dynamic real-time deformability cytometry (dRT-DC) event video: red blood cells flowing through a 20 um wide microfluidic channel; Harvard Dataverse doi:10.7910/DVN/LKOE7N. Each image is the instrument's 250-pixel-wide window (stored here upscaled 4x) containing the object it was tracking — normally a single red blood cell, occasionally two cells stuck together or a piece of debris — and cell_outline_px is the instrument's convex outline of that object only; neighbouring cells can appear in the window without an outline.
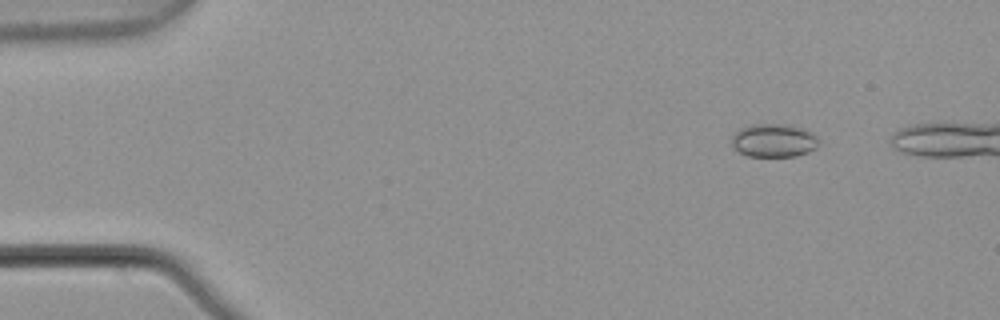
{"species": "common noctule bat (a hibernating species)", "species_latin": "Nyctalus noctula", "temperature_condition": "warm", "stored_images_in_passage": 6, "camera_frame_rate_fps": 3000, "um_per_image_px": 0.085, "animal": {"sex": "male", "body_mass_g": 21.5, "forearm_length_mm": 52.0}, "frame": {"image": 1, "passage_image": 1, "time_ms": 0.0, "image_size_px": [1000, 320], "cell_outline_px": [[816, 148], [808, 152], [796, 156], [748, 156], [740, 152], [732, 144], [732, 136], [740, 128], [752, 124], [788, 124], [804, 128], [812, 132], [816, 136]], "centroid_in_image_um": [65.77, 11.92], "position_along_channel_um": 19.2, "area_um2": 16.82}}
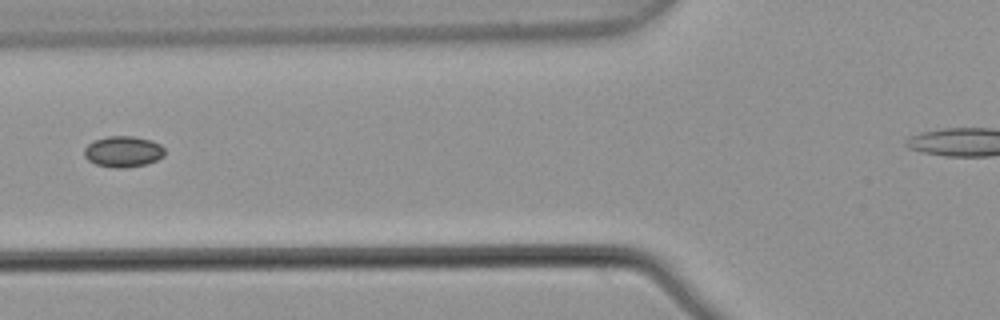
{"frame": {"image": 2, "passage_image": 5, "time_ms": 1.333, "image_size_px": [1000, 320], "cell_outline_px": [[164, 156], [148, 164], [124, 168], [112, 168], [96, 164], [88, 160], [84, 156], [84, 148], [88, 144], [96, 140], [108, 136], [132, 136], [152, 140], [160, 144], [164, 148]], "centroid_in_image_um": [10.48, 12.89], "position_along_channel_um": 115.3, "area_um2": 14.62}}
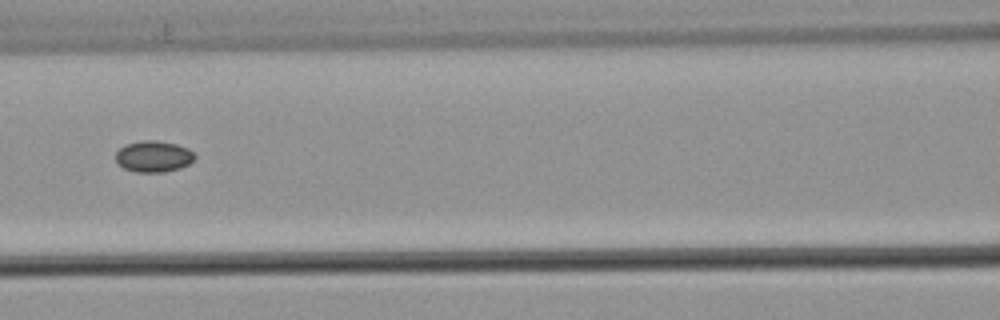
{"frame": {"image": 3, "passage_image": 6, "time_ms": 1.667, "image_size_px": [1000, 320], "cell_outline_px": [[196, 156], [188, 164], [180, 168], [164, 172], [136, 172], [124, 168], [116, 160], [116, 152], [124, 144], [144, 140], [152, 140], [176, 144], [188, 148]], "centroid_in_image_um": [13.04, 13.29], "position_along_channel_um": 153.6, "area_um2": 14.28}}